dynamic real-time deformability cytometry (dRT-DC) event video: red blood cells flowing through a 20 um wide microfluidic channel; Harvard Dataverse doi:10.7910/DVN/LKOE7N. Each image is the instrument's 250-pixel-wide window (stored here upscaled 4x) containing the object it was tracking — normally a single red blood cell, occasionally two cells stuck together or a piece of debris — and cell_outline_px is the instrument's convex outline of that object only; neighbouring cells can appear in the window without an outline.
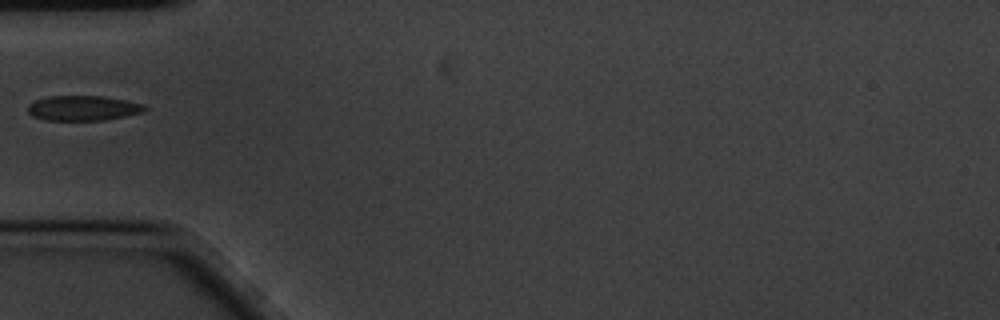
{"species": "common noctule bat (a hibernating species)", "species_latin": "Nyctalus noctula", "temperature_condition": "cold", "stored_images_in_passage": 24, "camera_frame_rate_fps": 3000, "um_per_image_px": 0.085, "animal": {"sex": "male", "body_mass_g": 20.1, "forearm_length_mm": 53.5}, "frame": {"image": 1, "passage_image": 1, "time_ms": 0.0, "image_size_px": [1000, 320], "cell_outline_px": [[148, 108], [144, 112], [104, 120], [44, 120], [32, 116], [28, 112], [28, 104], [36, 100], [48, 96], [100, 96], [124, 100], [144, 104]], "centroid_in_image_um": [7.05, 9.19], "position_along_channel_um": 78.0, "area_um2": 16.99}}
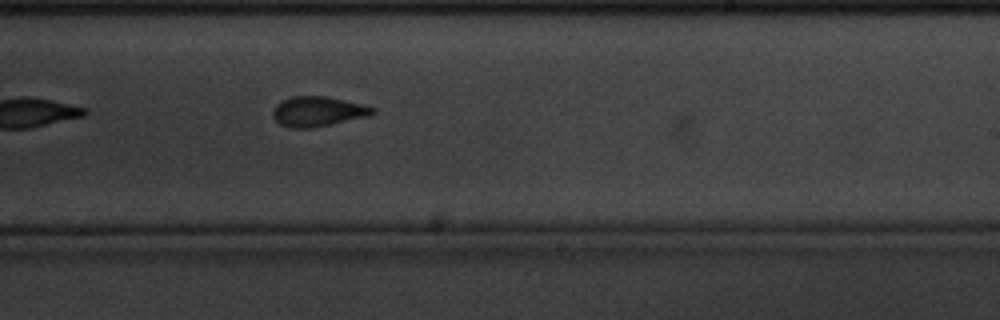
{"frame": {"image": 2, "passage_image": 17, "time_ms": 5.333, "image_size_px": [1000, 320], "cell_outline_px": [[376, 112], [368, 116], [308, 128], [288, 128], [280, 124], [272, 116], [272, 112], [276, 104], [292, 96], [328, 96], [376, 108]], "centroid_in_image_um": [26.99, 9.47], "position_along_channel_um": 262.0, "area_um2": 17.17}}